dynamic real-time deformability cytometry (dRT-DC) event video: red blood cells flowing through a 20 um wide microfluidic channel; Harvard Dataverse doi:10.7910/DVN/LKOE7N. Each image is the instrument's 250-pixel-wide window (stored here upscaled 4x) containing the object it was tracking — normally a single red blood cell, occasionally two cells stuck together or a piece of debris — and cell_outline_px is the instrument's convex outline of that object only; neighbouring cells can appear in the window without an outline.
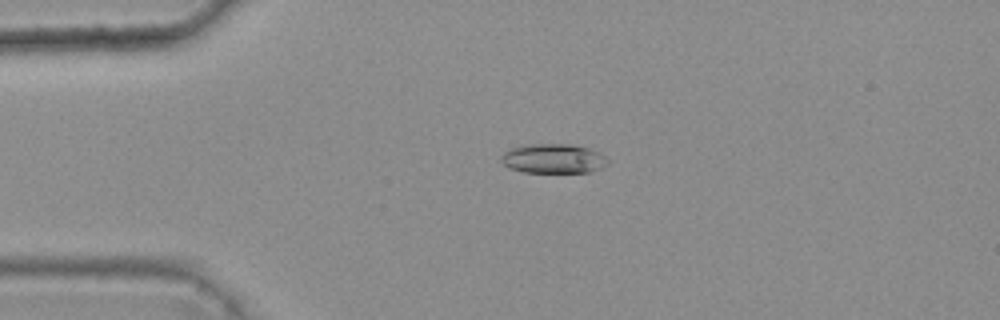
{"species": "common noctule bat (a hibernating species)", "species_latin": "Nyctalus noctula", "temperature_condition": "warm", "stored_images_in_passage": 2, "camera_frame_rate_fps": 3000, "um_per_image_px": 0.085, "animal": {"sex": "female", "body_mass_g": 25.1}, "frame": {"image": 1, "passage_image": 1, "time_ms": 0.0, "image_size_px": [1000, 320], "cell_outline_px": [[608, 164], [600, 168], [588, 172], [524, 172], [508, 168], [500, 160], [500, 156], [508, 148], [520, 144], [572, 144], [588, 148], [604, 156], [608, 160]], "centroid_in_image_um": [46.96, 13.47], "position_along_channel_um": 38.0, "area_um2": 18.44}}